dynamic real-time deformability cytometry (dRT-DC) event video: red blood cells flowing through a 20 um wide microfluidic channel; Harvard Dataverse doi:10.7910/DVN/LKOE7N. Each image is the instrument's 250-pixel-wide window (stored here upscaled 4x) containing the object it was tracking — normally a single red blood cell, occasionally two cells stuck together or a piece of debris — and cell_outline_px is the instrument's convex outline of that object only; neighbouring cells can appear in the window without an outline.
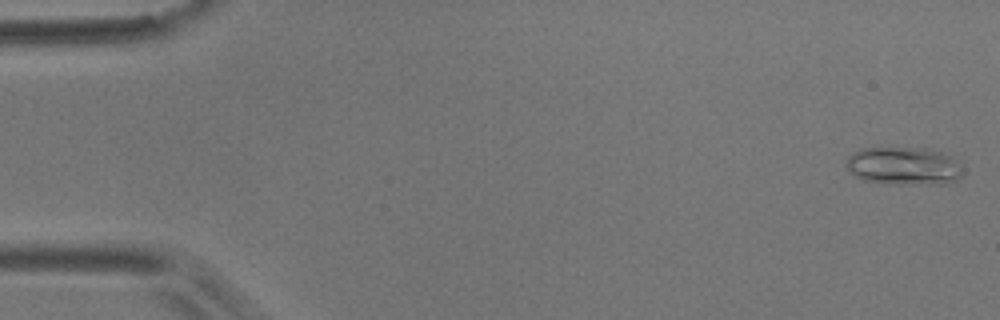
{"species": "common noctule bat (a hibernating species)", "species_latin": "Nyctalus noctula", "temperature_condition": "room temperature", "stored_images_in_passage": 5, "camera_frame_rate_fps": 3000, "um_per_image_px": 0.085, "animal": {"sex": "male", "body_mass_g": 17.9}, "frame": {"image": 1, "passage_image": 1, "time_ms": 0.0, "image_size_px": [1000, 320], "cell_outline_px": [[960, 180], [944, 184], [888, 184], [864, 180], [848, 172], [844, 160], [848, 156], [860, 148], [924, 148], [940, 152], [952, 156], [956, 160], [960, 172]], "centroid_in_image_um": [76.77, 14.12], "position_along_channel_um": 8.2, "area_um2": 25.95}}